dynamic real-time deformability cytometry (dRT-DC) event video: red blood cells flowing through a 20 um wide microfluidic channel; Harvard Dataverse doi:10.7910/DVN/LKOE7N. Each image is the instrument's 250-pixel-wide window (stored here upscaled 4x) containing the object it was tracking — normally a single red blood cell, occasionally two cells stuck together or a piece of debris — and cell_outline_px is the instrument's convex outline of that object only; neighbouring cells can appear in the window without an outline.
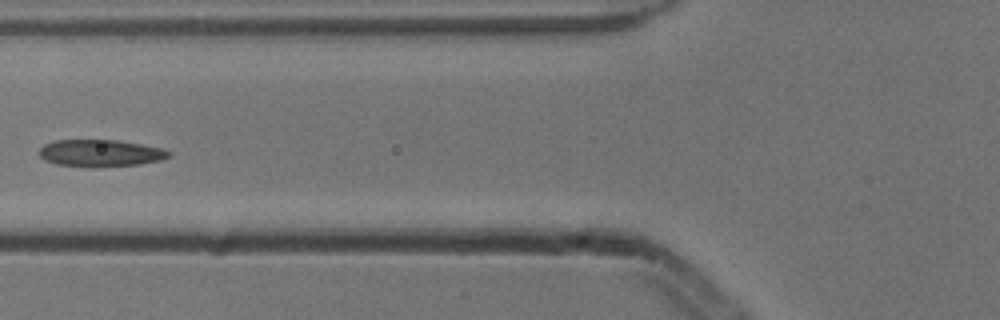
{"species": "common noctule bat (a hibernating species)", "species_latin": "Nyctalus noctula", "temperature_condition": "cold", "stored_images_in_passage": 5, "camera_frame_rate_fps": 3000, "um_per_image_px": 0.085, "animal": {"sex": "male", "body_mass_g": 13.3}, "frame": {"image": 1, "passage_image": 5, "time_ms": 1.333, "image_size_px": [1000, 320], "cell_outline_px": [[172, 156], [160, 160], [140, 164], [96, 168], [92, 168], [56, 164], [44, 160], [40, 156], [40, 148], [44, 144], [52, 140], [116, 140], [164, 148], [172, 152]], "centroid_in_image_um": [8.55, 13.03], "position_along_channel_um": 117.2, "area_um2": 20.75}}